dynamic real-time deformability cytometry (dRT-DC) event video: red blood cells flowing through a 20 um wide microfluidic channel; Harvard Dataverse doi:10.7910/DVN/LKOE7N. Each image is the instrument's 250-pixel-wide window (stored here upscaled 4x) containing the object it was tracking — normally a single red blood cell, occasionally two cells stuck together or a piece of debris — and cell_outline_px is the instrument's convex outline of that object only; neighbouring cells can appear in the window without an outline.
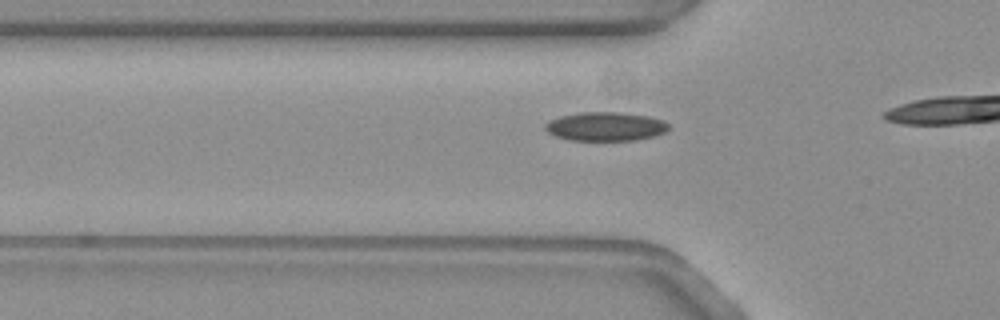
{"species": "common noctule bat (a hibernating species)", "species_latin": "Nyctalus noctula", "temperature_condition": "warm", "stored_images_in_passage": 17, "camera_frame_rate_fps": 3000, "um_per_image_px": 0.085, "animal": {"sex": "female", "body_mass_g": 19.3, "forearm_length_mm": 54.1}, "frame": {"image": 1, "passage_image": 11, "time_ms": 3.333, "image_size_px": [1000, 320], "cell_outline_px": [[668, 128], [664, 132], [652, 136], [636, 140], [572, 140], [556, 136], [548, 132], [544, 128], [544, 124], [560, 116], [580, 112], [620, 112], [648, 116], [664, 120], [668, 124]], "centroid_in_image_um": [51.46, 10.74], "position_along_channel_um": 74.3, "area_um2": 20.58}}
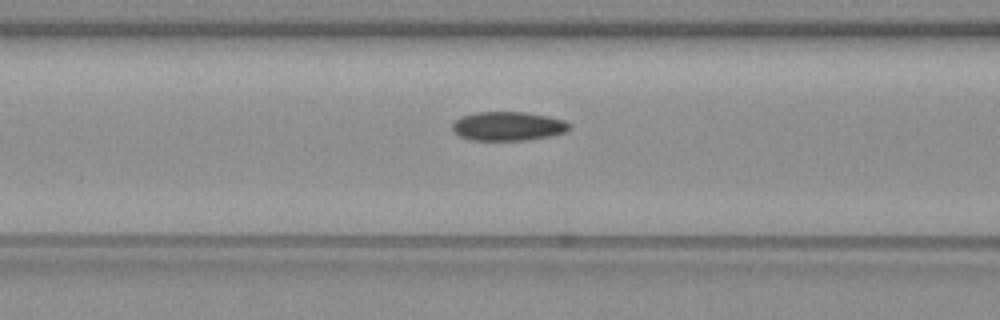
{"frame": {"image": 2, "passage_image": 15, "time_ms": 4.667, "image_size_px": [1000, 320], "cell_outline_px": [[568, 128], [564, 132], [552, 136], [524, 140], [472, 140], [460, 136], [452, 128], [452, 124], [460, 116], [476, 112], [528, 112], [548, 116], [564, 120], [568, 124]], "centroid_in_image_um": [43.16, 10.72], "position_along_channel_um": 123.4, "area_um2": 19.65}}